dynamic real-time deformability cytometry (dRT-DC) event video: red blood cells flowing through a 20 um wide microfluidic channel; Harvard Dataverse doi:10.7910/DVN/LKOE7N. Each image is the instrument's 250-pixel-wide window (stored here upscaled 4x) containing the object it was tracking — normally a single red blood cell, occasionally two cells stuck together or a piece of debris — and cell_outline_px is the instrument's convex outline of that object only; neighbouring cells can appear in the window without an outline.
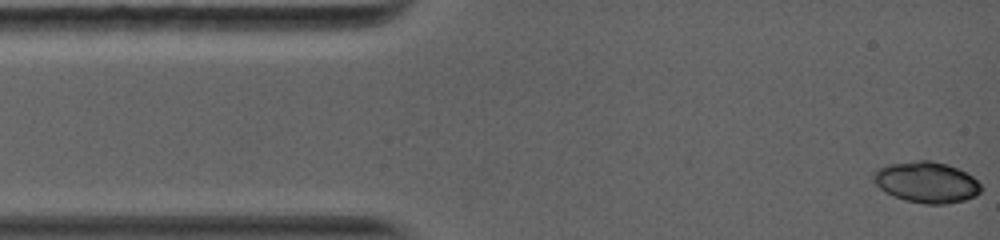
{"species": "common noctule bat (a hibernating species)", "species_latin": "Nyctalus noctula", "temperature_condition": "warm", "stored_images_in_passage": 12, "camera_frame_rate_fps": 5000, "um_per_image_px": 0.085, "animal": {"sex": "female", "body_mass_g": 19.0, "forearm_length_mm": 56.7}, "frame": {"image": 1, "passage_image": 1, "time_ms": 0.0, "image_size_px": [1000, 240], "cell_outline_px": [[984, 188], [976, 196], [964, 200], [944, 204], [924, 204], [904, 200], [892, 196], [884, 192], [876, 184], [872, 176], [876, 168], [888, 164], [916, 160], [932, 160], [948, 164], [972, 176]], "centroid_in_image_um": [78.73, 15.49], "position_along_channel_um": 6.3, "area_um2": 25.95}}
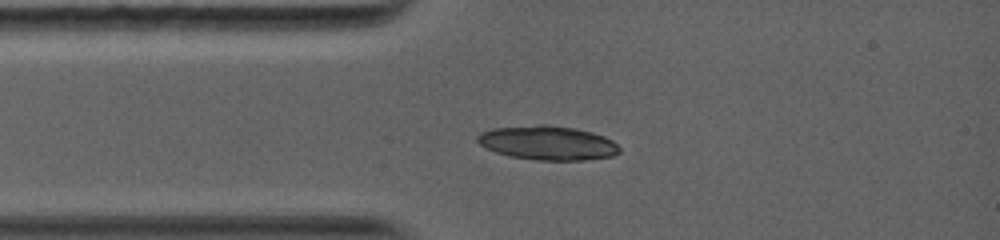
{"frame": {"image": 2, "passage_image": 10, "time_ms": 2.6, "image_size_px": [1000, 240], "cell_outline_px": [[620, 152], [612, 156], [584, 160], [536, 160], [508, 156], [496, 152], [480, 144], [476, 140], [476, 136], [480, 132], [492, 128], [540, 124], [548, 124], [572, 128], [592, 132], [604, 136], [612, 140], [620, 148]], "centroid_in_image_um": [46.54, 12.14], "position_along_channel_um": 38.5, "area_um2": 28.32}}